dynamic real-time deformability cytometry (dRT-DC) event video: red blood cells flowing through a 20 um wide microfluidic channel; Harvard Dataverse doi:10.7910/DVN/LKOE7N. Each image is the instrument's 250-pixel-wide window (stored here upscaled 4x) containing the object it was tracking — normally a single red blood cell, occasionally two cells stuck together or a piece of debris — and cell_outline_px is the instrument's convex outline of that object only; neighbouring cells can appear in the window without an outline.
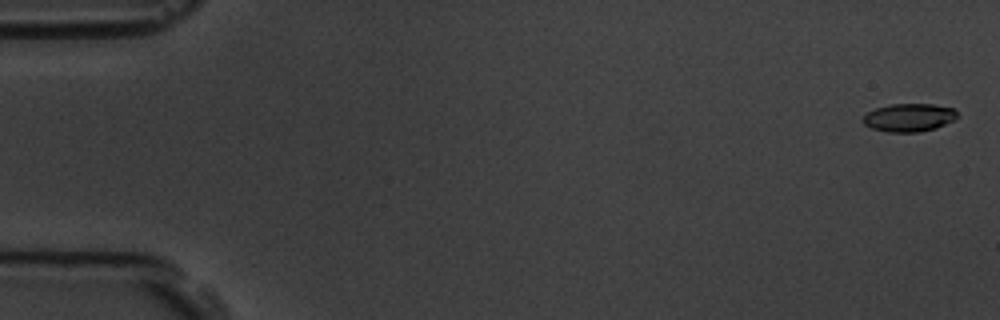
{"species": "common noctule bat (a hibernating species)", "species_latin": "Nyctalus noctula", "temperature_condition": "room temperature", "stored_images_in_passage": 58, "camera_frame_rate_fps": 3000, "um_per_image_px": 0.085, "animal": {"sex": "male", "body_mass_g": 19.5, "forearm_length_mm": 54.6}, "frame": {"image": 1, "passage_image": 2, "time_ms": 0.333, "image_size_px": [1000, 320], "cell_outline_px": [[960, 116], [956, 120], [936, 128], [920, 132], [888, 132], [872, 128], [864, 124], [860, 120], [868, 112], [876, 108], [888, 104], [932, 104], [952, 108]], "centroid_in_image_um": [77.28, 9.99], "position_along_channel_um": 7.7, "area_um2": 15.61}}
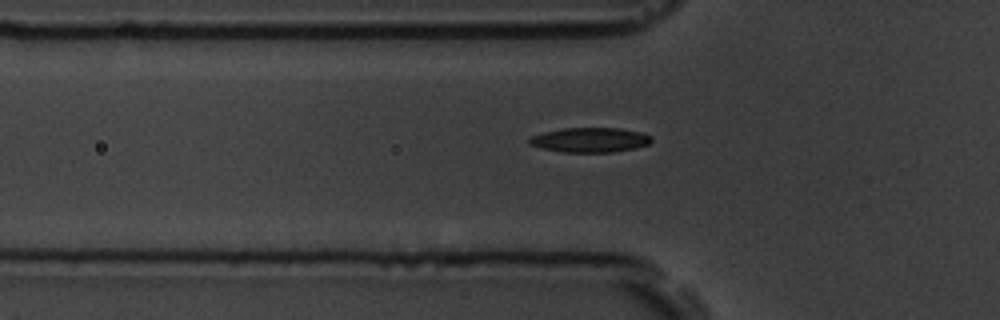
{"frame": {"image": 2, "passage_image": 20, "time_ms": 6.333, "image_size_px": [1000, 320], "cell_outline_px": [[652, 140], [648, 144], [636, 148], [612, 152], [560, 152], [528, 144], [528, 136], [544, 132], [564, 128], [620, 128], [640, 132], [652, 136]], "centroid_in_image_um": [50.14, 11.89], "position_along_channel_um": 75.7, "area_um2": 17.63}}
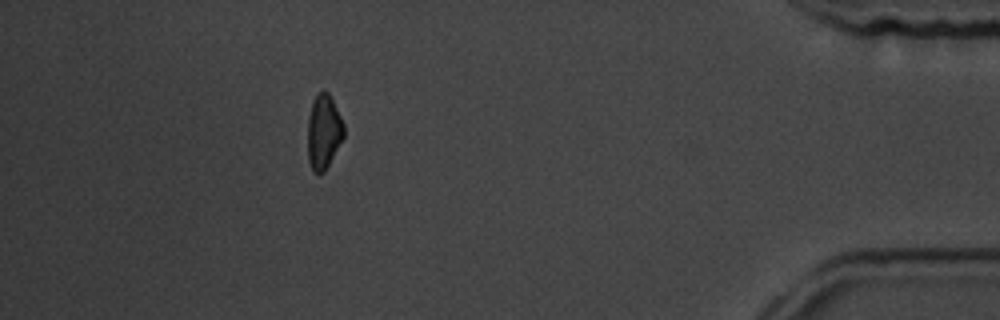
{"frame": {"image": 3, "passage_image": 52, "time_ms": 17.0, "image_size_px": [1000, 320], "cell_outline_px": [[344, 136], [324, 172], [316, 172], [312, 168], [308, 160], [308, 116], [312, 100], [316, 92], [328, 92], [344, 124]], "centroid_in_image_um": [27.49, 11.16], "position_along_channel_um": 407.7, "area_um2": 15.49}, "authors_computed_cell_mechanics": {"area_um2": 16.5308, "velocity_mm_per_s": 3.6043, "shape_relaxation_time_tau1_ms": 5.0807, "shape_relaxation_time_tau2_ms": 5.5757, "deformation_change_tau1": 0.1563, "deformation_change_tau2": 0.1152}}